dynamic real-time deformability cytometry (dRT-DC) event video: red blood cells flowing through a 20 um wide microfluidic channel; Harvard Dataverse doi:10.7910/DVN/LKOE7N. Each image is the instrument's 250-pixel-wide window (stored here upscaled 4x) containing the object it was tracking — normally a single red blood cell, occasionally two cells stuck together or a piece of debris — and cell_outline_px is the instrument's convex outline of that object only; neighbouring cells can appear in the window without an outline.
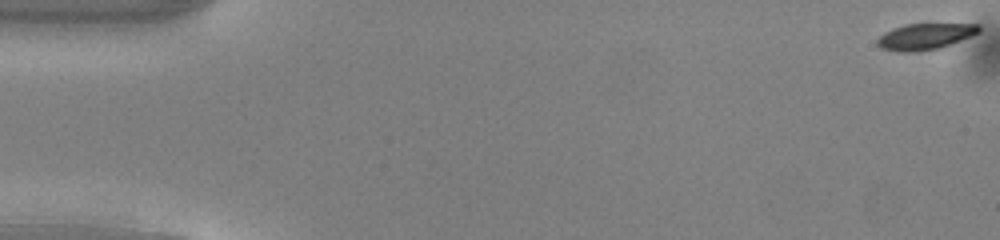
{"species": "common noctule bat (a hibernating species)", "species_latin": "Nyctalus noctula", "temperature_condition": "warm", "stored_images_in_passage": 51, "camera_frame_rate_fps": 3000, "um_per_image_px": 0.085, "animal": {"sex": "male", "body_mass_g": 13.0, "forearm_length_mm": 53.1}, "frame": {"image": 1, "passage_image": 1, "time_ms": 0.0, "image_size_px": [1000, 240], "cell_outline_px": [[980, 32], [940, 48], [916, 52], [896, 52], [880, 48], [876, 44], [876, 40], [884, 32], [892, 28], [904, 24], [980, 24]], "centroid_in_image_um": [78.57, 3.11], "position_along_channel_um": 6.4, "area_um2": 15.61}}
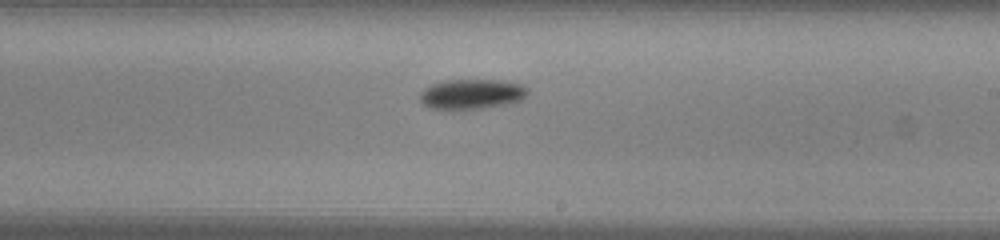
{"frame": {"image": 2, "passage_image": 30, "time_ms": 9.667, "image_size_px": [1000, 240], "cell_outline_px": [[528, 92], [520, 100], [504, 104], [484, 108], [428, 108], [420, 100], [420, 92], [424, 88], [432, 84], [444, 80], [504, 80], [524, 84], [528, 88]], "centroid_in_image_um": [40.1, 7.97], "position_along_channel_um": 248.9, "area_um2": 18.67}}
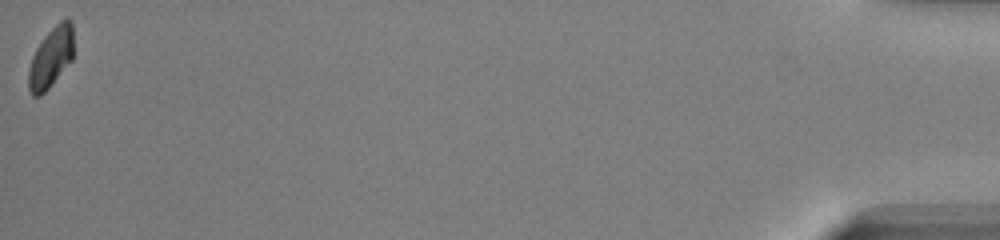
{"frame": {"image": 3, "passage_image": 51, "time_ms": 16.667, "image_size_px": [1000, 240], "cell_outline_px": [[72, 60], [48, 88], [40, 96], [32, 96], [28, 88], [28, 72], [32, 56], [36, 48], [44, 36], [60, 20], [68, 16], [72, 20]], "centroid_in_image_um": [4.32, 4.87], "position_along_channel_um": 430.9, "area_um2": 15.78}, "authors_computed_cell_mechanics": {"area_um2": 17.1666, "velocity_mm_per_s": 4.0774, "shape_relaxation_time_tau1_ms": 1.6268, "shape_relaxation_time_tau2_ms": null, "deformation_change_tau1": 0.0951, "deformation_change_tau2": null}}